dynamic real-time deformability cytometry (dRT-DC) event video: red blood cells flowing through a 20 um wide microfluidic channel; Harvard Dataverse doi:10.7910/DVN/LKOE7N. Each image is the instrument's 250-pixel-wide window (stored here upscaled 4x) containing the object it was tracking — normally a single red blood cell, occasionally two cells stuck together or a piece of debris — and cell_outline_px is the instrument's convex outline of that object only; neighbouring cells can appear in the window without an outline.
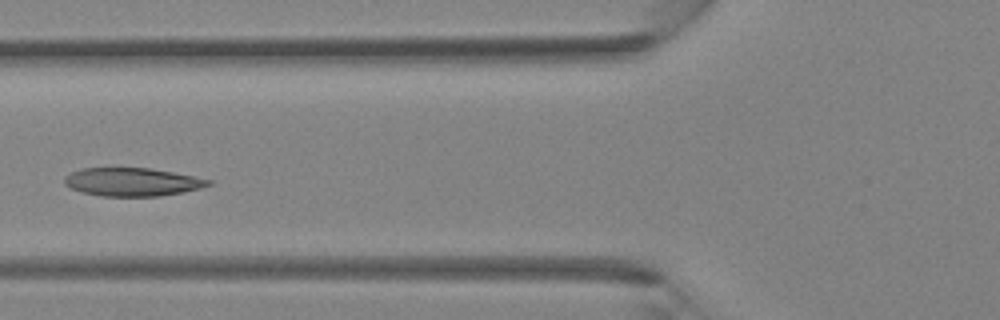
{"species": "Egyptian fruit bat (a non-hibernating species)", "species_latin": "Rousettus aegyptiacus", "temperature_condition": "room temperature", "stored_images_in_passage": 38, "camera_frame_rate_fps": 3000, "um_per_image_px": 0.085, "animal": {"sex": "female"}, "frame": {"image": 1, "passage_image": 13, "time_ms": 4.0, "image_size_px": [1000, 320], "cell_outline_px": [[212, 184], [200, 188], [184, 192], [160, 196], [100, 196], [80, 192], [64, 184], [64, 176], [72, 172], [84, 168], [152, 168], [212, 180]], "centroid_in_image_um": [11.23, 15.47], "position_along_channel_um": 114.6, "area_um2": 23.7}}
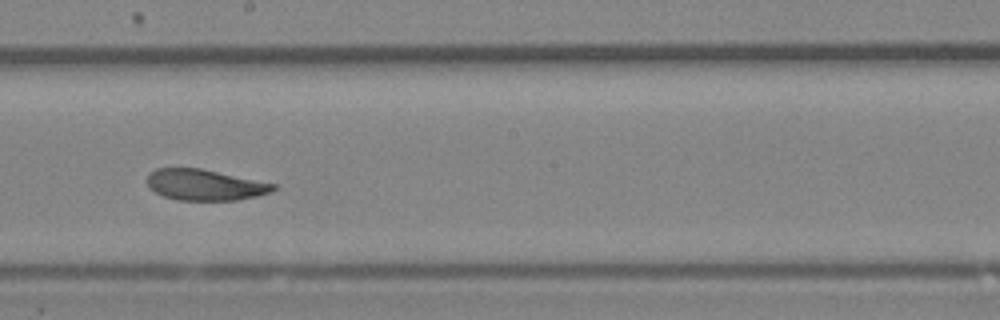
{"frame": {"image": 2, "passage_image": 20, "time_ms": 6.333, "image_size_px": [1000, 320], "cell_outline_px": [[276, 188], [268, 192], [256, 196], [236, 200], [176, 200], [164, 196], [148, 188], [148, 172], [156, 168], [200, 168], [276, 184]], "centroid_in_image_um": [17.37, 15.71], "position_along_channel_um": 230.8, "area_um2": 22.6}}
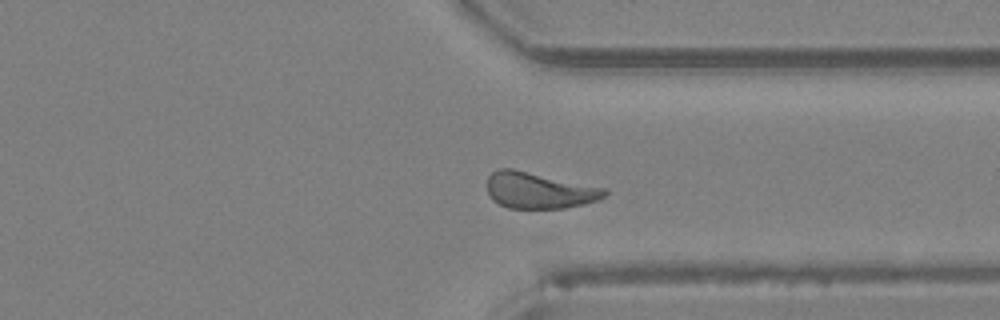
{"frame": {"image": 3, "passage_image": 28, "time_ms": 9.0, "image_size_px": [1000, 320], "cell_outline_px": [[608, 192], [600, 200], [584, 204], [564, 208], [508, 208], [492, 200], [488, 192], [488, 176], [492, 172], [500, 168], [512, 168], [608, 188]], "centroid_in_image_um": [45.85, 16.18], "position_along_channel_um": 365.5, "area_um2": 24.97}}